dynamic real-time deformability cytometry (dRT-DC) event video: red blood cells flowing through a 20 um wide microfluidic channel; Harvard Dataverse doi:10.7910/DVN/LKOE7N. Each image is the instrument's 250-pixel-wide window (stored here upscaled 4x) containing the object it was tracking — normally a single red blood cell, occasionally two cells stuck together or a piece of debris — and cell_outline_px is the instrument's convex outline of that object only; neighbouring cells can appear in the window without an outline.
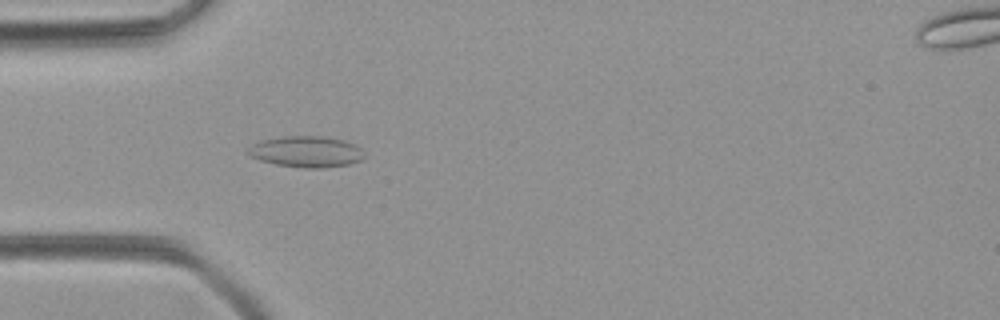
{"species": "common noctule bat (a hibernating species)", "species_latin": "Nyctalus noctula", "temperature_condition": "room temperature", "stored_images_in_passage": 50, "camera_frame_rate_fps": 3000, "um_per_image_px": 0.085, "animal": {"sex": "female", "body_mass_g": 21.9}, "frame": {"image": 1, "passage_image": 15, "time_ms": 4.667, "image_size_px": [1000, 320], "cell_outline_px": [[364, 156], [360, 160], [348, 164], [324, 168], [304, 168], [276, 164], [260, 160], [248, 156], [248, 148], [252, 144], [260, 140], [284, 136], [324, 136], [344, 140], [356, 144], [360, 148]], "centroid_in_image_um": [26.01, 12.88], "position_along_channel_um": 59.0, "area_um2": 21.15}}
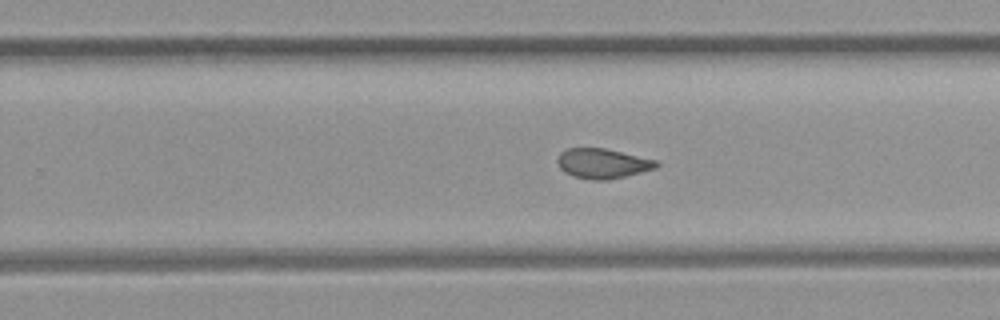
{"frame": {"image": 2, "passage_image": 31, "time_ms": 10.0, "image_size_px": [1000, 320], "cell_outline_px": [[660, 164], [656, 168], [608, 180], [592, 180], [572, 176], [564, 172], [560, 168], [556, 160], [560, 152], [568, 148], [604, 148], [656, 160]], "centroid_in_image_um": [51.18, 13.9], "position_along_channel_um": 278.6, "area_um2": 17.17}}
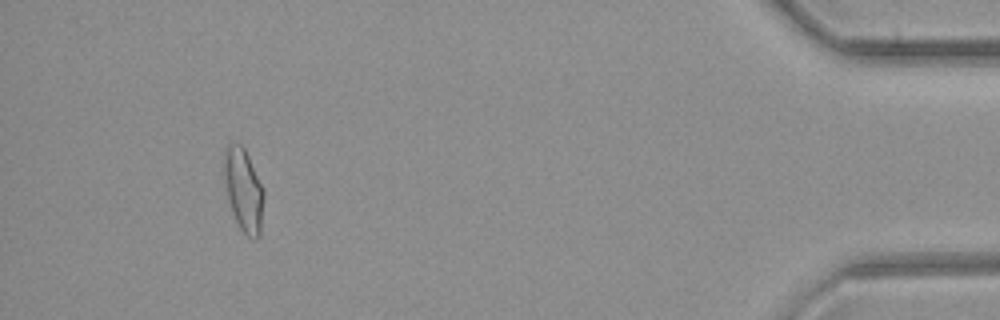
{"frame": {"image": 3, "passage_image": 46, "time_ms": 15.0, "image_size_px": [1000, 320], "cell_outline_px": [[264, 196], [260, 236], [256, 240], [252, 240], [240, 228], [232, 212], [224, 180], [224, 148], [228, 144], [240, 144], [244, 148], [264, 188]], "centroid_in_image_um": [20.72, 16.17], "position_along_channel_um": 414.5, "area_um2": 19.19}}